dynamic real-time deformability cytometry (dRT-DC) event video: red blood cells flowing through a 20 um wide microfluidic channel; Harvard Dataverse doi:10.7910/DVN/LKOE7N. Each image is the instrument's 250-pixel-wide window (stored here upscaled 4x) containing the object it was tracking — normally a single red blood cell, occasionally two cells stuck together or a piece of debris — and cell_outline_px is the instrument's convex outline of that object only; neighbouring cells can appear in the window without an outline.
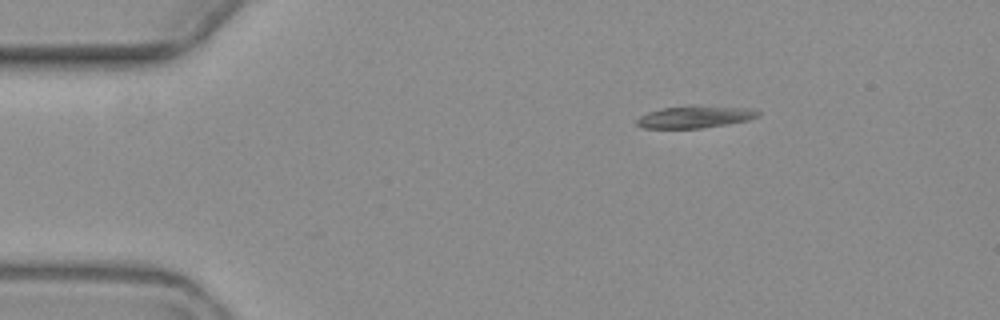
{"species": "common noctule bat (a hibernating species)", "species_latin": "Nyctalus noctula", "temperature_condition": "warm", "stored_images_in_passage": 4, "camera_frame_rate_fps": 3000, "um_per_image_px": 0.085, "animal": {"sex": "female", "body_mass_g": 19.3, "forearm_length_mm": 54.1}, "frame": {"image": 1, "passage_image": 1, "time_ms": 0.0, "image_size_px": [1000, 320], "cell_outline_px": [[760, 116], [748, 120], [700, 128], [644, 128], [636, 124], [636, 120], [640, 116], [648, 112], [660, 108], [752, 108], [760, 112]], "centroid_in_image_um": [59.03, 9.98], "position_along_channel_um": 26.0, "area_um2": 14.62}}